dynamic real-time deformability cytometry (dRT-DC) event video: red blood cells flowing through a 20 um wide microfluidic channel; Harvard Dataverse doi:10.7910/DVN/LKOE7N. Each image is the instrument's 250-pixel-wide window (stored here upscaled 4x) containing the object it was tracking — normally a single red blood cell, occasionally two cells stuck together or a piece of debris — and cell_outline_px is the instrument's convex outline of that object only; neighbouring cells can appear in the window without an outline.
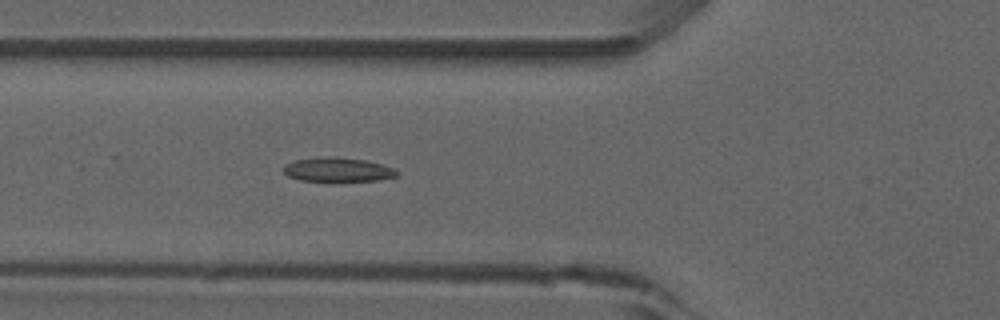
{"species": "common noctule bat (a hibernating species)", "species_latin": "Nyctalus noctula", "temperature_condition": "room temperature", "stored_images_in_passage": 5, "camera_frame_rate_fps": 3000, "um_per_image_px": 0.085, "animal": {"sex": "male", "forearm_length_mm": 52.5}, "frame": {"image": 1, "passage_image": 5, "time_ms": 4.667, "image_size_px": [1000, 320], "cell_outline_px": [[400, 172], [396, 176], [376, 180], [336, 184], [332, 184], [300, 180], [288, 176], [284, 172], [284, 164], [296, 160], [332, 156], [336, 156], [364, 160], [396, 168]], "centroid_in_image_um": [28.72, 14.47], "position_along_channel_um": 97.1, "area_um2": 16.76}}